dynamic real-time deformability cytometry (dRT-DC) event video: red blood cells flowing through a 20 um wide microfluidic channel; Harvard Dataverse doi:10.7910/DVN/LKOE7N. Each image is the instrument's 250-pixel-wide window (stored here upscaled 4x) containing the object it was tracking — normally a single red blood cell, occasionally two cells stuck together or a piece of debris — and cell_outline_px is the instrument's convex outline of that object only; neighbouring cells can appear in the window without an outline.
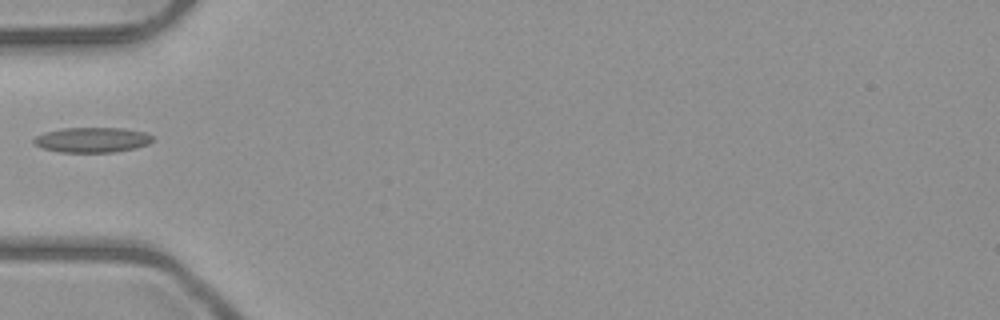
{"species": "common noctule bat (a hibernating species)", "species_latin": "Nyctalus noctula", "temperature_condition": "room temperature", "stored_images_in_passage": 10, "camera_frame_rate_fps": 3000, "um_per_image_px": 0.085, "animal": {"sex": "male", "body_mass_g": 23.1, "forearm_length_mm": 52.7}, "frame": {"image": 1, "passage_image": 9, "time_ms": 11.0, "image_size_px": [1000, 320], "cell_outline_px": [[152, 140], [148, 144], [136, 148], [112, 152], [60, 152], [44, 148], [36, 144], [32, 140], [36, 136], [44, 132], [64, 128], [124, 128], [144, 132], [152, 136]], "centroid_in_image_um": [7.84, 11.88], "position_along_channel_um": 77.2, "area_um2": 17.22}}
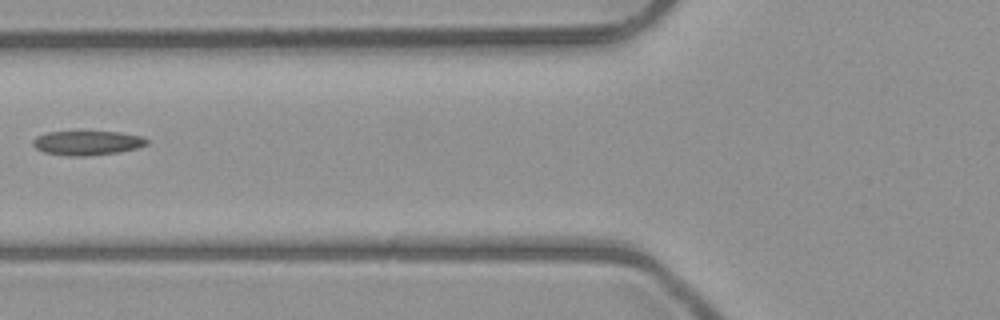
{"frame": {"image": 2, "passage_image": 10, "time_ms": 12.0, "image_size_px": [1000, 320], "cell_outline_px": [[148, 144], [136, 148], [116, 152], [84, 156], [68, 156], [44, 152], [36, 148], [32, 144], [32, 140], [36, 136], [48, 132], [76, 128], [120, 132], [140, 136], [148, 140]], "centroid_in_image_um": [7.35, 12.08], "position_along_channel_um": 118.4, "area_um2": 16.99}}